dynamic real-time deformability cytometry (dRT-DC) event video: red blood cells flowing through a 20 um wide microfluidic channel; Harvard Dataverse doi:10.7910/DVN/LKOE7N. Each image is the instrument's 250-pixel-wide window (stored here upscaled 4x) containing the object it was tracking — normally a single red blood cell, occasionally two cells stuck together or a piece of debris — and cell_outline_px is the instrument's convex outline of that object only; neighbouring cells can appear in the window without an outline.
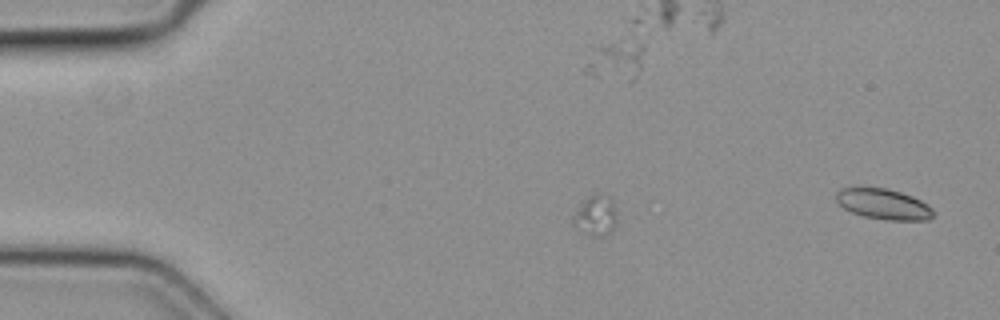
{"species": "common noctule bat (a hibernating species)", "species_latin": "Nyctalus noctula", "temperature_condition": "cold", "stored_images_in_passage": 2, "segment_of_instrument_passage": [1, 2], "camera_frame_rate_fps": 3000, "um_per_image_px": 0.085, "animal": {"sex": "female", "body_mass_g": 19.3, "forearm_length_mm": 54.1}, "frame": {"image": 1, "passage_image": 1, "time_ms": 0.0, "image_size_px": [1000, 320], "cell_outline_px": [[616, 224], [612, 232], [604, 236], [588, 236], [580, 232], [572, 224], [572, 216], [580, 204], [592, 192], [600, 192], [612, 196], [616, 204]], "centroid_in_image_um": [50.65, 18.29], "position_along_channel_um": 34.4, "area_um2": 11.1}}